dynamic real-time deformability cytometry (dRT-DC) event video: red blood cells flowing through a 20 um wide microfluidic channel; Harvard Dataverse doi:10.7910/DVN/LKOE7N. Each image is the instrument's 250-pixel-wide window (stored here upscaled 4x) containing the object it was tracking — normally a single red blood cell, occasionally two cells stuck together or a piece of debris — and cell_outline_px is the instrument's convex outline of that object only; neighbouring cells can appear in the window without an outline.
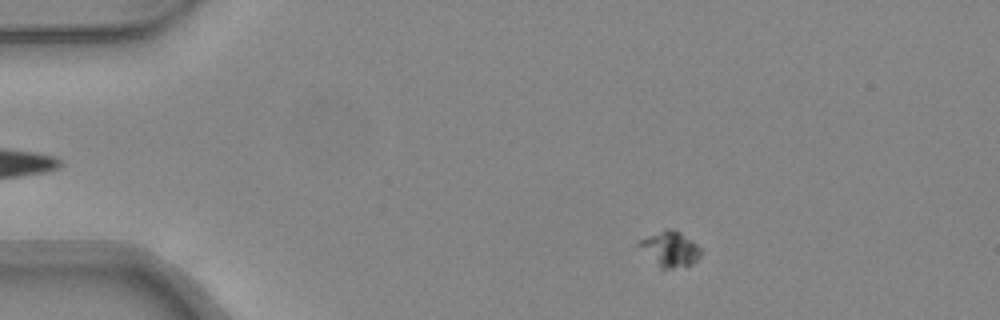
{"species": "common noctule bat (a hibernating species)", "species_latin": "Nyctalus noctula", "temperature_condition": "warm", "stored_images_in_passage": 45, "camera_frame_rate_fps": 3000, "um_per_image_px": 0.085, "animal": {"sex": "female", "body_mass_g": 24.6, "forearm_length_mm": 56.2}, "frame": {"image": 1, "passage_image": 5, "time_ms": 1.333, "image_size_px": [1000, 320], "cell_outline_px": [[700, 256], [692, 264], [664, 272], [636, 244], [636, 240], [664, 228], [672, 228], [680, 232], [692, 240], [700, 248]], "centroid_in_image_um": [56.91, 21.16], "position_along_channel_um": 28.1, "area_um2": 13.06}}
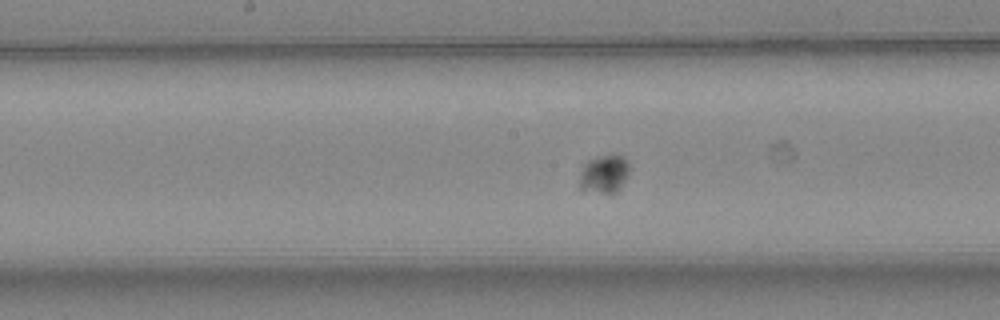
{"frame": {"image": 2, "passage_image": 22, "time_ms": 7.0, "image_size_px": [1000, 320], "cell_outline_px": [[628, 176], [620, 188], [612, 196], [580, 192], [580, 176], [584, 164], [588, 160], [600, 156], [624, 156], [628, 160]], "centroid_in_image_um": [51.34, 14.88], "position_along_channel_um": 196.9, "area_um2": 11.56}}
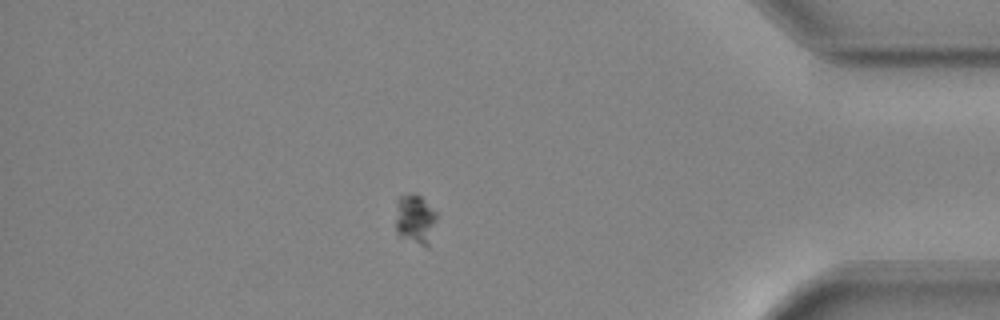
{"frame": {"image": 3, "passage_image": 39, "time_ms": 12.667, "image_size_px": [1000, 320], "cell_outline_px": [[436, 220], [428, 248], [396, 236], [396, 200], [400, 196], [412, 192], [420, 196], [436, 212]], "centroid_in_image_um": [35.25, 18.65], "position_along_channel_um": 399.9, "area_um2": 12.14}}